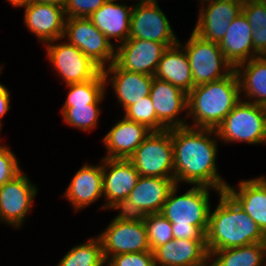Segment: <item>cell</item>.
I'll use <instances>...</instances> for the list:
<instances>
[{"instance_id": "42", "label": "cell", "mask_w": 266, "mask_h": 266, "mask_svg": "<svg viewBox=\"0 0 266 266\" xmlns=\"http://www.w3.org/2000/svg\"><path fill=\"white\" fill-rule=\"evenodd\" d=\"M11 3L12 6L20 7L24 4H27L30 0H7Z\"/></svg>"}, {"instance_id": "39", "label": "cell", "mask_w": 266, "mask_h": 266, "mask_svg": "<svg viewBox=\"0 0 266 266\" xmlns=\"http://www.w3.org/2000/svg\"><path fill=\"white\" fill-rule=\"evenodd\" d=\"M254 58L266 56V27L252 30Z\"/></svg>"}, {"instance_id": "18", "label": "cell", "mask_w": 266, "mask_h": 266, "mask_svg": "<svg viewBox=\"0 0 266 266\" xmlns=\"http://www.w3.org/2000/svg\"><path fill=\"white\" fill-rule=\"evenodd\" d=\"M102 72L106 85L108 80L112 83V88L123 110L150 94L154 79L152 75L122 69L115 62L103 69ZM109 74L111 75L108 79Z\"/></svg>"}, {"instance_id": "38", "label": "cell", "mask_w": 266, "mask_h": 266, "mask_svg": "<svg viewBox=\"0 0 266 266\" xmlns=\"http://www.w3.org/2000/svg\"><path fill=\"white\" fill-rule=\"evenodd\" d=\"M108 209H118L120 213L114 218L124 222H141L146 218V214L127 197L116 201Z\"/></svg>"}, {"instance_id": "1", "label": "cell", "mask_w": 266, "mask_h": 266, "mask_svg": "<svg viewBox=\"0 0 266 266\" xmlns=\"http://www.w3.org/2000/svg\"><path fill=\"white\" fill-rule=\"evenodd\" d=\"M214 129L192 126L171 128L174 153V180L176 184L207 186L218 193L226 190V183L216 167L217 140L209 138Z\"/></svg>"}, {"instance_id": "22", "label": "cell", "mask_w": 266, "mask_h": 266, "mask_svg": "<svg viewBox=\"0 0 266 266\" xmlns=\"http://www.w3.org/2000/svg\"><path fill=\"white\" fill-rule=\"evenodd\" d=\"M252 30L247 18L241 12L231 22L223 39L218 43L226 60L234 69L254 58Z\"/></svg>"}, {"instance_id": "8", "label": "cell", "mask_w": 266, "mask_h": 266, "mask_svg": "<svg viewBox=\"0 0 266 266\" xmlns=\"http://www.w3.org/2000/svg\"><path fill=\"white\" fill-rule=\"evenodd\" d=\"M102 70L115 62L116 48L89 18H66L64 37Z\"/></svg>"}, {"instance_id": "33", "label": "cell", "mask_w": 266, "mask_h": 266, "mask_svg": "<svg viewBox=\"0 0 266 266\" xmlns=\"http://www.w3.org/2000/svg\"><path fill=\"white\" fill-rule=\"evenodd\" d=\"M124 114L125 118L143 124L151 131L166 130L157 120L156 112L149 95L138 101V103L128 106L124 110Z\"/></svg>"}, {"instance_id": "24", "label": "cell", "mask_w": 266, "mask_h": 266, "mask_svg": "<svg viewBox=\"0 0 266 266\" xmlns=\"http://www.w3.org/2000/svg\"><path fill=\"white\" fill-rule=\"evenodd\" d=\"M115 2L116 0H108L89 19L109 41L116 38L115 42L122 44L129 38L133 6L129 7L125 3Z\"/></svg>"}, {"instance_id": "41", "label": "cell", "mask_w": 266, "mask_h": 266, "mask_svg": "<svg viewBox=\"0 0 266 266\" xmlns=\"http://www.w3.org/2000/svg\"><path fill=\"white\" fill-rule=\"evenodd\" d=\"M30 1H35L39 3H47V4H54L60 7L65 6L67 0H30Z\"/></svg>"}, {"instance_id": "20", "label": "cell", "mask_w": 266, "mask_h": 266, "mask_svg": "<svg viewBox=\"0 0 266 266\" xmlns=\"http://www.w3.org/2000/svg\"><path fill=\"white\" fill-rule=\"evenodd\" d=\"M150 133L151 130L145 125L123 117L122 120L116 122L103 139L107 148L105 158L129 159Z\"/></svg>"}, {"instance_id": "4", "label": "cell", "mask_w": 266, "mask_h": 266, "mask_svg": "<svg viewBox=\"0 0 266 266\" xmlns=\"http://www.w3.org/2000/svg\"><path fill=\"white\" fill-rule=\"evenodd\" d=\"M241 100L236 71L217 81L195 86L188 93V113L194 128L216 129Z\"/></svg>"}, {"instance_id": "37", "label": "cell", "mask_w": 266, "mask_h": 266, "mask_svg": "<svg viewBox=\"0 0 266 266\" xmlns=\"http://www.w3.org/2000/svg\"><path fill=\"white\" fill-rule=\"evenodd\" d=\"M20 172L15 154L7 146L0 145V187Z\"/></svg>"}, {"instance_id": "43", "label": "cell", "mask_w": 266, "mask_h": 266, "mask_svg": "<svg viewBox=\"0 0 266 266\" xmlns=\"http://www.w3.org/2000/svg\"><path fill=\"white\" fill-rule=\"evenodd\" d=\"M138 3H141V4H143V3H157V0H140V2H138Z\"/></svg>"}, {"instance_id": "25", "label": "cell", "mask_w": 266, "mask_h": 266, "mask_svg": "<svg viewBox=\"0 0 266 266\" xmlns=\"http://www.w3.org/2000/svg\"><path fill=\"white\" fill-rule=\"evenodd\" d=\"M154 77L171 83L187 94L194 88L189 59L179 43L165 50Z\"/></svg>"}, {"instance_id": "10", "label": "cell", "mask_w": 266, "mask_h": 266, "mask_svg": "<svg viewBox=\"0 0 266 266\" xmlns=\"http://www.w3.org/2000/svg\"><path fill=\"white\" fill-rule=\"evenodd\" d=\"M129 38L152 40L167 47L179 41L157 3H137L131 12Z\"/></svg>"}, {"instance_id": "14", "label": "cell", "mask_w": 266, "mask_h": 266, "mask_svg": "<svg viewBox=\"0 0 266 266\" xmlns=\"http://www.w3.org/2000/svg\"><path fill=\"white\" fill-rule=\"evenodd\" d=\"M243 1H213L207 3L206 7L203 4L193 32L207 41L219 43L231 22L242 12Z\"/></svg>"}, {"instance_id": "35", "label": "cell", "mask_w": 266, "mask_h": 266, "mask_svg": "<svg viewBox=\"0 0 266 266\" xmlns=\"http://www.w3.org/2000/svg\"><path fill=\"white\" fill-rule=\"evenodd\" d=\"M106 262L110 266H155L152 251L118 254L111 256Z\"/></svg>"}, {"instance_id": "3", "label": "cell", "mask_w": 266, "mask_h": 266, "mask_svg": "<svg viewBox=\"0 0 266 266\" xmlns=\"http://www.w3.org/2000/svg\"><path fill=\"white\" fill-rule=\"evenodd\" d=\"M194 185L186 193L176 195L178 184L170 191L161 214L171 223L174 239L206 240L209 226V190Z\"/></svg>"}, {"instance_id": "21", "label": "cell", "mask_w": 266, "mask_h": 266, "mask_svg": "<svg viewBox=\"0 0 266 266\" xmlns=\"http://www.w3.org/2000/svg\"><path fill=\"white\" fill-rule=\"evenodd\" d=\"M65 197L75 210L87 207L103 196V168L101 165H83L73 176Z\"/></svg>"}, {"instance_id": "12", "label": "cell", "mask_w": 266, "mask_h": 266, "mask_svg": "<svg viewBox=\"0 0 266 266\" xmlns=\"http://www.w3.org/2000/svg\"><path fill=\"white\" fill-rule=\"evenodd\" d=\"M37 188L22 171L0 187V221L20 228L31 206Z\"/></svg>"}, {"instance_id": "28", "label": "cell", "mask_w": 266, "mask_h": 266, "mask_svg": "<svg viewBox=\"0 0 266 266\" xmlns=\"http://www.w3.org/2000/svg\"><path fill=\"white\" fill-rule=\"evenodd\" d=\"M265 258L266 243H253L212 252L209 259L214 261L209 266H266Z\"/></svg>"}, {"instance_id": "5", "label": "cell", "mask_w": 266, "mask_h": 266, "mask_svg": "<svg viewBox=\"0 0 266 266\" xmlns=\"http://www.w3.org/2000/svg\"><path fill=\"white\" fill-rule=\"evenodd\" d=\"M215 137L225 142L266 143V108L240 100L215 129Z\"/></svg>"}, {"instance_id": "34", "label": "cell", "mask_w": 266, "mask_h": 266, "mask_svg": "<svg viewBox=\"0 0 266 266\" xmlns=\"http://www.w3.org/2000/svg\"><path fill=\"white\" fill-rule=\"evenodd\" d=\"M108 0H67L64 6L66 18H89Z\"/></svg>"}, {"instance_id": "23", "label": "cell", "mask_w": 266, "mask_h": 266, "mask_svg": "<svg viewBox=\"0 0 266 266\" xmlns=\"http://www.w3.org/2000/svg\"><path fill=\"white\" fill-rule=\"evenodd\" d=\"M225 191L266 235V178L261 176L243 180L239 183L238 190L228 184Z\"/></svg>"}, {"instance_id": "26", "label": "cell", "mask_w": 266, "mask_h": 266, "mask_svg": "<svg viewBox=\"0 0 266 266\" xmlns=\"http://www.w3.org/2000/svg\"><path fill=\"white\" fill-rule=\"evenodd\" d=\"M175 185L174 178L140 176L128 198L146 215L161 213Z\"/></svg>"}, {"instance_id": "11", "label": "cell", "mask_w": 266, "mask_h": 266, "mask_svg": "<svg viewBox=\"0 0 266 266\" xmlns=\"http://www.w3.org/2000/svg\"><path fill=\"white\" fill-rule=\"evenodd\" d=\"M98 237L101 240L106 261L118 254L151 251L143 221L124 222L113 219Z\"/></svg>"}, {"instance_id": "40", "label": "cell", "mask_w": 266, "mask_h": 266, "mask_svg": "<svg viewBox=\"0 0 266 266\" xmlns=\"http://www.w3.org/2000/svg\"><path fill=\"white\" fill-rule=\"evenodd\" d=\"M10 104V93L6 86L0 84V119L8 112L11 108ZM1 121V120H0Z\"/></svg>"}, {"instance_id": "32", "label": "cell", "mask_w": 266, "mask_h": 266, "mask_svg": "<svg viewBox=\"0 0 266 266\" xmlns=\"http://www.w3.org/2000/svg\"><path fill=\"white\" fill-rule=\"evenodd\" d=\"M143 222L146 226L148 243L152 252L157 247L174 239L172 225L161 213L147 214Z\"/></svg>"}, {"instance_id": "31", "label": "cell", "mask_w": 266, "mask_h": 266, "mask_svg": "<svg viewBox=\"0 0 266 266\" xmlns=\"http://www.w3.org/2000/svg\"><path fill=\"white\" fill-rule=\"evenodd\" d=\"M99 114V104L63 106L61 110V115L67 125L83 131L96 127Z\"/></svg>"}, {"instance_id": "2", "label": "cell", "mask_w": 266, "mask_h": 266, "mask_svg": "<svg viewBox=\"0 0 266 266\" xmlns=\"http://www.w3.org/2000/svg\"><path fill=\"white\" fill-rule=\"evenodd\" d=\"M216 209L209 214L206 233L208 254L253 243H266V235L253 219L226 192L219 193Z\"/></svg>"}, {"instance_id": "19", "label": "cell", "mask_w": 266, "mask_h": 266, "mask_svg": "<svg viewBox=\"0 0 266 266\" xmlns=\"http://www.w3.org/2000/svg\"><path fill=\"white\" fill-rule=\"evenodd\" d=\"M153 253L155 266H209L206 240L173 239Z\"/></svg>"}, {"instance_id": "9", "label": "cell", "mask_w": 266, "mask_h": 266, "mask_svg": "<svg viewBox=\"0 0 266 266\" xmlns=\"http://www.w3.org/2000/svg\"><path fill=\"white\" fill-rule=\"evenodd\" d=\"M46 43L47 55L58 74L67 84L81 83L96 78L102 69L75 45L68 42Z\"/></svg>"}, {"instance_id": "6", "label": "cell", "mask_w": 266, "mask_h": 266, "mask_svg": "<svg viewBox=\"0 0 266 266\" xmlns=\"http://www.w3.org/2000/svg\"><path fill=\"white\" fill-rule=\"evenodd\" d=\"M178 43L189 59L194 87L225 78L235 70L217 42L207 41L192 32L185 47Z\"/></svg>"}, {"instance_id": "13", "label": "cell", "mask_w": 266, "mask_h": 266, "mask_svg": "<svg viewBox=\"0 0 266 266\" xmlns=\"http://www.w3.org/2000/svg\"><path fill=\"white\" fill-rule=\"evenodd\" d=\"M167 48L164 43L128 38L118 45L115 63L122 69L154 76L158 63Z\"/></svg>"}, {"instance_id": "29", "label": "cell", "mask_w": 266, "mask_h": 266, "mask_svg": "<svg viewBox=\"0 0 266 266\" xmlns=\"http://www.w3.org/2000/svg\"><path fill=\"white\" fill-rule=\"evenodd\" d=\"M69 92L63 106L99 104L104 97L106 81L101 72L96 78L81 82L66 84Z\"/></svg>"}, {"instance_id": "16", "label": "cell", "mask_w": 266, "mask_h": 266, "mask_svg": "<svg viewBox=\"0 0 266 266\" xmlns=\"http://www.w3.org/2000/svg\"><path fill=\"white\" fill-rule=\"evenodd\" d=\"M25 7L24 23L30 32L45 44L64 38V8L47 3L29 1Z\"/></svg>"}, {"instance_id": "27", "label": "cell", "mask_w": 266, "mask_h": 266, "mask_svg": "<svg viewBox=\"0 0 266 266\" xmlns=\"http://www.w3.org/2000/svg\"><path fill=\"white\" fill-rule=\"evenodd\" d=\"M235 71L239 79L240 92L244 90L246 98L251 103L266 107V56L252 58L238 65Z\"/></svg>"}, {"instance_id": "7", "label": "cell", "mask_w": 266, "mask_h": 266, "mask_svg": "<svg viewBox=\"0 0 266 266\" xmlns=\"http://www.w3.org/2000/svg\"><path fill=\"white\" fill-rule=\"evenodd\" d=\"M129 160L140 176L174 178L171 129L151 131Z\"/></svg>"}, {"instance_id": "17", "label": "cell", "mask_w": 266, "mask_h": 266, "mask_svg": "<svg viewBox=\"0 0 266 266\" xmlns=\"http://www.w3.org/2000/svg\"><path fill=\"white\" fill-rule=\"evenodd\" d=\"M102 168L103 196L107 199L102 207L107 209L116 201L129 197L140 174L129 159L103 158Z\"/></svg>"}, {"instance_id": "36", "label": "cell", "mask_w": 266, "mask_h": 266, "mask_svg": "<svg viewBox=\"0 0 266 266\" xmlns=\"http://www.w3.org/2000/svg\"><path fill=\"white\" fill-rule=\"evenodd\" d=\"M242 12L252 29L266 27V0H244Z\"/></svg>"}, {"instance_id": "30", "label": "cell", "mask_w": 266, "mask_h": 266, "mask_svg": "<svg viewBox=\"0 0 266 266\" xmlns=\"http://www.w3.org/2000/svg\"><path fill=\"white\" fill-rule=\"evenodd\" d=\"M106 260L103 255L100 238H91L86 243L74 246L60 260L57 266H103Z\"/></svg>"}, {"instance_id": "15", "label": "cell", "mask_w": 266, "mask_h": 266, "mask_svg": "<svg viewBox=\"0 0 266 266\" xmlns=\"http://www.w3.org/2000/svg\"><path fill=\"white\" fill-rule=\"evenodd\" d=\"M157 120L166 128L189 126L185 120L177 118L179 113L188 111V94L180 88L154 77L150 94ZM177 116V117H176Z\"/></svg>"}, {"instance_id": "44", "label": "cell", "mask_w": 266, "mask_h": 266, "mask_svg": "<svg viewBox=\"0 0 266 266\" xmlns=\"http://www.w3.org/2000/svg\"><path fill=\"white\" fill-rule=\"evenodd\" d=\"M200 1H202V2H206V3H209V2H213V1H221V0H200Z\"/></svg>"}]
</instances>
